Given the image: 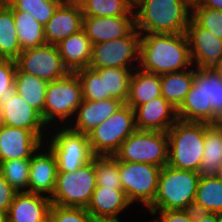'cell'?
Masks as SVG:
<instances>
[{
  "instance_id": "cell-1",
  "label": "cell",
  "mask_w": 222,
  "mask_h": 222,
  "mask_svg": "<svg viewBox=\"0 0 222 222\" xmlns=\"http://www.w3.org/2000/svg\"><path fill=\"white\" fill-rule=\"evenodd\" d=\"M138 67L158 75L191 68L186 34H141Z\"/></svg>"
},
{
  "instance_id": "cell-2",
  "label": "cell",
  "mask_w": 222,
  "mask_h": 222,
  "mask_svg": "<svg viewBox=\"0 0 222 222\" xmlns=\"http://www.w3.org/2000/svg\"><path fill=\"white\" fill-rule=\"evenodd\" d=\"M179 120L207 124L222 119V77L214 70L194 67L193 84L177 109Z\"/></svg>"
},
{
  "instance_id": "cell-3",
  "label": "cell",
  "mask_w": 222,
  "mask_h": 222,
  "mask_svg": "<svg viewBox=\"0 0 222 222\" xmlns=\"http://www.w3.org/2000/svg\"><path fill=\"white\" fill-rule=\"evenodd\" d=\"M135 28L141 34L185 33L191 18L186 0H134Z\"/></svg>"
},
{
  "instance_id": "cell-4",
  "label": "cell",
  "mask_w": 222,
  "mask_h": 222,
  "mask_svg": "<svg viewBox=\"0 0 222 222\" xmlns=\"http://www.w3.org/2000/svg\"><path fill=\"white\" fill-rule=\"evenodd\" d=\"M199 180L198 172L165 165L159 174L155 199L145 211L193 209Z\"/></svg>"
},
{
  "instance_id": "cell-5",
  "label": "cell",
  "mask_w": 222,
  "mask_h": 222,
  "mask_svg": "<svg viewBox=\"0 0 222 222\" xmlns=\"http://www.w3.org/2000/svg\"><path fill=\"white\" fill-rule=\"evenodd\" d=\"M168 164L198 172L204 154L205 123L177 120L167 131Z\"/></svg>"
},
{
  "instance_id": "cell-6",
  "label": "cell",
  "mask_w": 222,
  "mask_h": 222,
  "mask_svg": "<svg viewBox=\"0 0 222 222\" xmlns=\"http://www.w3.org/2000/svg\"><path fill=\"white\" fill-rule=\"evenodd\" d=\"M81 84L74 72L48 83L45 94L44 122L52 126H68L82 102Z\"/></svg>"
},
{
  "instance_id": "cell-7",
  "label": "cell",
  "mask_w": 222,
  "mask_h": 222,
  "mask_svg": "<svg viewBox=\"0 0 222 222\" xmlns=\"http://www.w3.org/2000/svg\"><path fill=\"white\" fill-rule=\"evenodd\" d=\"M44 143L56 157L58 172H74L94 157L88 135L69 126H52Z\"/></svg>"
},
{
  "instance_id": "cell-8",
  "label": "cell",
  "mask_w": 222,
  "mask_h": 222,
  "mask_svg": "<svg viewBox=\"0 0 222 222\" xmlns=\"http://www.w3.org/2000/svg\"><path fill=\"white\" fill-rule=\"evenodd\" d=\"M162 167L149 163H133L118 160V169L122 190L133 206H140L138 214L146 210L157 194L158 179ZM139 204V205H138Z\"/></svg>"
},
{
  "instance_id": "cell-9",
  "label": "cell",
  "mask_w": 222,
  "mask_h": 222,
  "mask_svg": "<svg viewBox=\"0 0 222 222\" xmlns=\"http://www.w3.org/2000/svg\"><path fill=\"white\" fill-rule=\"evenodd\" d=\"M135 130L134 110L124 103L114 114L87 134L93 155L114 156L122 142Z\"/></svg>"
},
{
  "instance_id": "cell-10",
  "label": "cell",
  "mask_w": 222,
  "mask_h": 222,
  "mask_svg": "<svg viewBox=\"0 0 222 222\" xmlns=\"http://www.w3.org/2000/svg\"><path fill=\"white\" fill-rule=\"evenodd\" d=\"M119 161L149 163L158 167L168 164L167 132L135 130L114 155Z\"/></svg>"
},
{
  "instance_id": "cell-11",
  "label": "cell",
  "mask_w": 222,
  "mask_h": 222,
  "mask_svg": "<svg viewBox=\"0 0 222 222\" xmlns=\"http://www.w3.org/2000/svg\"><path fill=\"white\" fill-rule=\"evenodd\" d=\"M94 157L74 172H58L51 202L64 207L87 208L96 189Z\"/></svg>"
},
{
  "instance_id": "cell-12",
  "label": "cell",
  "mask_w": 222,
  "mask_h": 222,
  "mask_svg": "<svg viewBox=\"0 0 222 222\" xmlns=\"http://www.w3.org/2000/svg\"><path fill=\"white\" fill-rule=\"evenodd\" d=\"M141 33L134 27L126 36L92 45L91 69L106 67L135 70L139 66Z\"/></svg>"
},
{
  "instance_id": "cell-13",
  "label": "cell",
  "mask_w": 222,
  "mask_h": 222,
  "mask_svg": "<svg viewBox=\"0 0 222 222\" xmlns=\"http://www.w3.org/2000/svg\"><path fill=\"white\" fill-rule=\"evenodd\" d=\"M15 63L19 71L34 75L48 83L62 79L70 73L57 46L52 44L22 50Z\"/></svg>"
},
{
  "instance_id": "cell-14",
  "label": "cell",
  "mask_w": 222,
  "mask_h": 222,
  "mask_svg": "<svg viewBox=\"0 0 222 222\" xmlns=\"http://www.w3.org/2000/svg\"><path fill=\"white\" fill-rule=\"evenodd\" d=\"M0 121L6 126L32 130L43 141L48 136L49 127L41 113L16 93L15 86L6 89L0 98Z\"/></svg>"
},
{
  "instance_id": "cell-15",
  "label": "cell",
  "mask_w": 222,
  "mask_h": 222,
  "mask_svg": "<svg viewBox=\"0 0 222 222\" xmlns=\"http://www.w3.org/2000/svg\"><path fill=\"white\" fill-rule=\"evenodd\" d=\"M192 66L201 70H215L222 54V39L190 18L185 31Z\"/></svg>"
},
{
  "instance_id": "cell-16",
  "label": "cell",
  "mask_w": 222,
  "mask_h": 222,
  "mask_svg": "<svg viewBox=\"0 0 222 222\" xmlns=\"http://www.w3.org/2000/svg\"><path fill=\"white\" fill-rule=\"evenodd\" d=\"M57 173L56 157L43 143L30 159L29 193L51 198L56 187Z\"/></svg>"
},
{
  "instance_id": "cell-17",
  "label": "cell",
  "mask_w": 222,
  "mask_h": 222,
  "mask_svg": "<svg viewBox=\"0 0 222 222\" xmlns=\"http://www.w3.org/2000/svg\"><path fill=\"white\" fill-rule=\"evenodd\" d=\"M44 141L32 130L6 125L0 128V163L12 159H31Z\"/></svg>"
},
{
  "instance_id": "cell-18",
  "label": "cell",
  "mask_w": 222,
  "mask_h": 222,
  "mask_svg": "<svg viewBox=\"0 0 222 222\" xmlns=\"http://www.w3.org/2000/svg\"><path fill=\"white\" fill-rule=\"evenodd\" d=\"M133 110L136 130L167 132L178 120L177 109L163 96L153 98Z\"/></svg>"
},
{
  "instance_id": "cell-19",
  "label": "cell",
  "mask_w": 222,
  "mask_h": 222,
  "mask_svg": "<svg viewBox=\"0 0 222 222\" xmlns=\"http://www.w3.org/2000/svg\"><path fill=\"white\" fill-rule=\"evenodd\" d=\"M51 204V199L44 195L16 193L5 222H47Z\"/></svg>"
},
{
  "instance_id": "cell-20",
  "label": "cell",
  "mask_w": 222,
  "mask_h": 222,
  "mask_svg": "<svg viewBox=\"0 0 222 222\" xmlns=\"http://www.w3.org/2000/svg\"><path fill=\"white\" fill-rule=\"evenodd\" d=\"M134 27V16L83 17V30L92 45L126 36Z\"/></svg>"
},
{
  "instance_id": "cell-21",
  "label": "cell",
  "mask_w": 222,
  "mask_h": 222,
  "mask_svg": "<svg viewBox=\"0 0 222 222\" xmlns=\"http://www.w3.org/2000/svg\"><path fill=\"white\" fill-rule=\"evenodd\" d=\"M123 104L124 102L116 98L99 101L82 100L74 119L68 126L74 131L88 134Z\"/></svg>"
},
{
  "instance_id": "cell-22",
  "label": "cell",
  "mask_w": 222,
  "mask_h": 222,
  "mask_svg": "<svg viewBox=\"0 0 222 222\" xmlns=\"http://www.w3.org/2000/svg\"><path fill=\"white\" fill-rule=\"evenodd\" d=\"M83 13L80 5H59L44 26L47 44L56 45L83 29Z\"/></svg>"
},
{
  "instance_id": "cell-23",
  "label": "cell",
  "mask_w": 222,
  "mask_h": 222,
  "mask_svg": "<svg viewBox=\"0 0 222 222\" xmlns=\"http://www.w3.org/2000/svg\"><path fill=\"white\" fill-rule=\"evenodd\" d=\"M136 209L128 200L123 190L98 187L94 190L86 208L92 217H116L122 219L126 211ZM123 213V214H122ZM122 214V215H121Z\"/></svg>"
},
{
  "instance_id": "cell-24",
  "label": "cell",
  "mask_w": 222,
  "mask_h": 222,
  "mask_svg": "<svg viewBox=\"0 0 222 222\" xmlns=\"http://www.w3.org/2000/svg\"><path fill=\"white\" fill-rule=\"evenodd\" d=\"M56 46L64 65L70 72L89 66L92 43L83 29L61 40Z\"/></svg>"
},
{
  "instance_id": "cell-25",
  "label": "cell",
  "mask_w": 222,
  "mask_h": 222,
  "mask_svg": "<svg viewBox=\"0 0 222 222\" xmlns=\"http://www.w3.org/2000/svg\"><path fill=\"white\" fill-rule=\"evenodd\" d=\"M161 95L160 75L136 68L130 79L126 104L132 109Z\"/></svg>"
},
{
  "instance_id": "cell-26",
  "label": "cell",
  "mask_w": 222,
  "mask_h": 222,
  "mask_svg": "<svg viewBox=\"0 0 222 222\" xmlns=\"http://www.w3.org/2000/svg\"><path fill=\"white\" fill-rule=\"evenodd\" d=\"M222 165V125L205 123L204 154L198 171L200 177L216 176Z\"/></svg>"
},
{
  "instance_id": "cell-27",
  "label": "cell",
  "mask_w": 222,
  "mask_h": 222,
  "mask_svg": "<svg viewBox=\"0 0 222 222\" xmlns=\"http://www.w3.org/2000/svg\"><path fill=\"white\" fill-rule=\"evenodd\" d=\"M194 67L160 75L161 95L176 109L183 103L193 84Z\"/></svg>"
},
{
  "instance_id": "cell-28",
  "label": "cell",
  "mask_w": 222,
  "mask_h": 222,
  "mask_svg": "<svg viewBox=\"0 0 222 222\" xmlns=\"http://www.w3.org/2000/svg\"><path fill=\"white\" fill-rule=\"evenodd\" d=\"M193 210L217 213L222 211V180L217 176L200 177Z\"/></svg>"
},
{
  "instance_id": "cell-29",
  "label": "cell",
  "mask_w": 222,
  "mask_h": 222,
  "mask_svg": "<svg viewBox=\"0 0 222 222\" xmlns=\"http://www.w3.org/2000/svg\"><path fill=\"white\" fill-rule=\"evenodd\" d=\"M13 16L21 50L47 44L44 26L32 15L24 11H13Z\"/></svg>"
},
{
  "instance_id": "cell-30",
  "label": "cell",
  "mask_w": 222,
  "mask_h": 222,
  "mask_svg": "<svg viewBox=\"0 0 222 222\" xmlns=\"http://www.w3.org/2000/svg\"><path fill=\"white\" fill-rule=\"evenodd\" d=\"M48 82L16 69L14 86L16 93L41 114L44 111L45 94Z\"/></svg>"
},
{
  "instance_id": "cell-31",
  "label": "cell",
  "mask_w": 222,
  "mask_h": 222,
  "mask_svg": "<svg viewBox=\"0 0 222 222\" xmlns=\"http://www.w3.org/2000/svg\"><path fill=\"white\" fill-rule=\"evenodd\" d=\"M13 9L7 5L0 7V56L15 60L21 53V47L15 29Z\"/></svg>"
},
{
  "instance_id": "cell-32",
  "label": "cell",
  "mask_w": 222,
  "mask_h": 222,
  "mask_svg": "<svg viewBox=\"0 0 222 222\" xmlns=\"http://www.w3.org/2000/svg\"><path fill=\"white\" fill-rule=\"evenodd\" d=\"M94 70L100 75V78H103L104 95H110L112 98L126 103L133 70L114 67Z\"/></svg>"
},
{
  "instance_id": "cell-33",
  "label": "cell",
  "mask_w": 222,
  "mask_h": 222,
  "mask_svg": "<svg viewBox=\"0 0 222 222\" xmlns=\"http://www.w3.org/2000/svg\"><path fill=\"white\" fill-rule=\"evenodd\" d=\"M83 16H134V0H82Z\"/></svg>"
},
{
  "instance_id": "cell-34",
  "label": "cell",
  "mask_w": 222,
  "mask_h": 222,
  "mask_svg": "<svg viewBox=\"0 0 222 222\" xmlns=\"http://www.w3.org/2000/svg\"><path fill=\"white\" fill-rule=\"evenodd\" d=\"M30 159H12L0 163V173L16 193L29 192Z\"/></svg>"
},
{
  "instance_id": "cell-35",
  "label": "cell",
  "mask_w": 222,
  "mask_h": 222,
  "mask_svg": "<svg viewBox=\"0 0 222 222\" xmlns=\"http://www.w3.org/2000/svg\"><path fill=\"white\" fill-rule=\"evenodd\" d=\"M94 170L98 187L122 190L118 159L115 156H94Z\"/></svg>"
},
{
  "instance_id": "cell-36",
  "label": "cell",
  "mask_w": 222,
  "mask_h": 222,
  "mask_svg": "<svg viewBox=\"0 0 222 222\" xmlns=\"http://www.w3.org/2000/svg\"><path fill=\"white\" fill-rule=\"evenodd\" d=\"M74 73L80 81L83 100L99 101L112 98L110 95H104L103 78H100L94 69L86 67Z\"/></svg>"
},
{
  "instance_id": "cell-37",
  "label": "cell",
  "mask_w": 222,
  "mask_h": 222,
  "mask_svg": "<svg viewBox=\"0 0 222 222\" xmlns=\"http://www.w3.org/2000/svg\"><path fill=\"white\" fill-rule=\"evenodd\" d=\"M9 6L13 11L29 13L45 26L59 5L51 0H10Z\"/></svg>"
},
{
  "instance_id": "cell-38",
  "label": "cell",
  "mask_w": 222,
  "mask_h": 222,
  "mask_svg": "<svg viewBox=\"0 0 222 222\" xmlns=\"http://www.w3.org/2000/svg\"><path fill=\"white\" fill-rule=\"evenodd\" d=\"M191 18L203 28L222 39V10L208 7H191Z\"/></svg>"
},
{
  "instance_id": "cell-39",
  "label": "cell",
  "mask_w": 222,
  "mask_h": 222,
  "mask_svg": "<svg viewBox=\"0 0 222 222\" xmlns=\"http://www.w3.org/2000/svg\"><path fill=\"white\" fill-rule=\"evenodd\" d=\"M91 219L86 208L51 204L49 211V222H91Z\"/></svg>"
},
{
  "instance_id": "cell-40",
  "label": "cell",
  "mask_w": 222,
  "mask_h": 222,
  "mask_svg": "<svg viewBox=\"0 0 222 222\" xmlns=\"http://www.w3.org/2000/svg\"><path fill=\"white\" fill-rule=\"evenodd\" d=\"M153 220L148 222H196L195 211L189 210H161L146 211Z\"/></svg>"
},
{
  "instance_id": "cell-41",
  "label": "cell",
  "mask_w": 222,
  "mask_h": 222,
  "mask_svg": "<svg viewBox=\"0 0 222 222\" xmlns=\"http://www.w3.org/2000/svg\"><path fill=\"white\" fill-rule=\"evenodd\" d=\"M16 69L15 60L3 59L0 62V98L6 89L14 86Z\"/></svg>"
},
{
  "instance_id": "cell-42",
  "label": "cell",
  "mask_w": 222,
  "mask_h": 222,
  "mask_svg": "<svg viewBox=\"0 0 222 222\" xmlns=\"http://www.w3.org/2000/svg\"><path fill=\"white\" fill-rule=\"evenodd\" d=\"M16 192L0 173V216L6 219Z\"/></svg>"
},
{
  "instance_id": "cell-43",
  "label": "cell",
  "mask_w": 222,
  "mask_h": 222,
  "mask_svg": "<svg viewBox=\"0 0 222 222\" xmlns=\"http://www.w3.org/2000/svg\"><path fill=\"white\" fill-rule=\"evenodd\" d=\"M191 7H208L215 10H222V0H198Z\"/></svg>"
},
{
  "instance_id": "cell-44",
  "label": "cell",
  "mask_w": 222,
  "mask_h": 222,
  "mask_svg": "<svg viewBox=\"0 0 222 222\" xmlns=\"http://www.w3.org/2000/svg\"><path fill=\"white\" fill-rule=\"evenodd\" d=\"M196 222H217L216 213L195 211Z\"/></svg>"
},
{
  "instance_id": "cell-45",
  "label": "cell",
  "mask_w": 222,
  "mask_h": 222,
  "mask_svg": "<svg viewBox=\"0 0 222 222\" xmlns=\"http://www.w3.org/2000/svg\"><path fill=\"white\" fill-rule=\"evenodd\" d=\"M91 222H121V219L116 217H92ZM122 222H125L124 219Z\"/></svg>"
},
{
  "instance_id": "cell-46",
  "label": "cell",
  "mask_w": 222,
  "mask_h": 222,
  "mask_svg": "<svg viewBox=\"0 0 222 222\" xmlns=\"http://www.w3.org/2000/svg\"><path fill=\"white\" fill-rule=\"evenodd\" d=\"M58 5H81L82 0H51Z\"/></svg>"
},
{
  "instance_id": "cell-47",
  "label": "cell",
  "mask_w": 222,
  "mask_h": 222,
  "mask_svg": "<svg viewBox=\"0 0 222 222\" xmlns=\"http://www.w3.org/2000/svg\"><path fill=\"white\" fill-rule=\"evenodd\" d=\"M214 71H216L222 77V54L219 57L218 65Z\"/></svg>"
},
{
  "instance_id": "cell-48",
  "label": "cell",
  "mask_w": 222,
  "mask_h": 222,
  "mask_svg": "<svg viewBox=\"0 0 222 222\" xmlns=\"http://www.w3.org/2000/svg\"><path fill=\"white\" fill-rule=\"evenodd\" d=\"M216 221L222 222V211L216 213Z\"/></svg>"
},
{
  "instance_id": "cell-49",
  "label": "cell",
  "mask_w": 222,
  "mask_h": 222,
  "mask_svg": "<svg viewBox=\"0 0 222 222\" xmlns=\"http://www.w3.org/2000/svg\"><path fill=\"white\" fill-rule=\"evenodd\" d=\"M10 0H0V7L9 5Z\"/></svg>"
},
{
  "instance_id": "cell-50",
  "label": "cell",
  "mask_w": 222,
  "mask_h": 222,
  "mask_svg": "<svg viewBox=\"0 0 222 222\" xmlns=\"http://www.w3.org/2000/svg\"><path fill=\"white\" fill-rule=\"evenodd\" d=\"M216 176L222 180V165L220 166Z\"/></svg>"
},
{
  "instance_id": "cell-51",
  "label": "cell",
  "mask_w": 222,
  "mask_h": 222,
  "mask_svg": "<svg viewBox=\"0 0 222 222\" xmlns=\"http://www.w3.org/2000/svg\"><path fill=\"white\" fill-rule=\"evenodd\" d=\"M186 1H187L188 3H190L191 5L198 2V0H186Z\"/></svg>"
},
{
  "instance_id": "cell-52",
  "label": "cell",
  "mask_w": 222,
  "mask_h": 222,
  "mask_svg": "<svg viewBox=\"0 0 222 222\" xmlns=\"http://www.w3.org/2000/svg\"><path fill=\"white\" fill-rule=\"evenodd\" d=\"M0 222H5V219L2 216H0Z\"/></svg>"
}]
</instances>
